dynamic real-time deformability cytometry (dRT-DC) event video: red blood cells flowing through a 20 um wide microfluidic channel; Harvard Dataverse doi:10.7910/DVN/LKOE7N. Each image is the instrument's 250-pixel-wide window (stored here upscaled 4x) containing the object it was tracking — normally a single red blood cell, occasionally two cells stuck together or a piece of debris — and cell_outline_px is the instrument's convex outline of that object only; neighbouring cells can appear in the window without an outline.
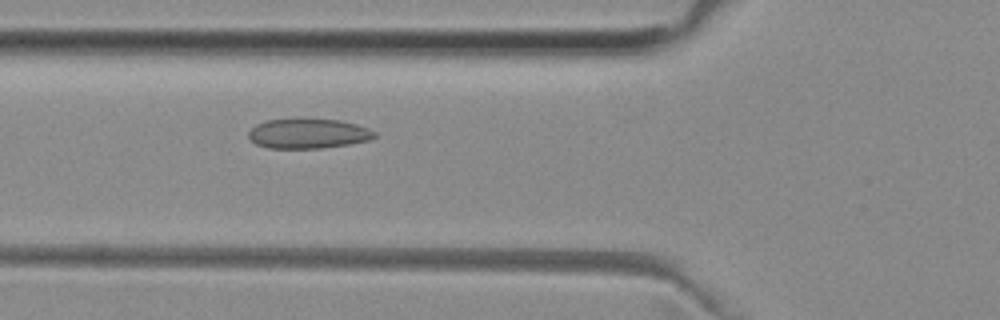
{"species": "common noctule bat (a hibernating species)", "species_latin": "Nyctalus noctula", "temperature_condition": "room temperature", "stored_images_in_passage": 36, "camera_frame_rate_fps": 3000, "um_per_image_px": 0.085, "animal": {"sex": "female", "body_mass_g": 29.2, "forearm_length_mm": 56.3}, "frame": {"image": 1, "passage_image": 4, "time_ms": 1.0, "image_size_px": [1000, 320], "cell_outline_px": [[376, 136], [368, 140], [348, 144], [320, 148], [268, 148], [256, 144], [248, 136], [248, 132], [256, 124], [268, 120], [296, 116], [340, 120], [356, 124], [368, 128], [376, 132]], "centroid_in_image_um": [26.17, 11.31], "position_along_channel_um": 99.6, "area_um2": 22.48}}
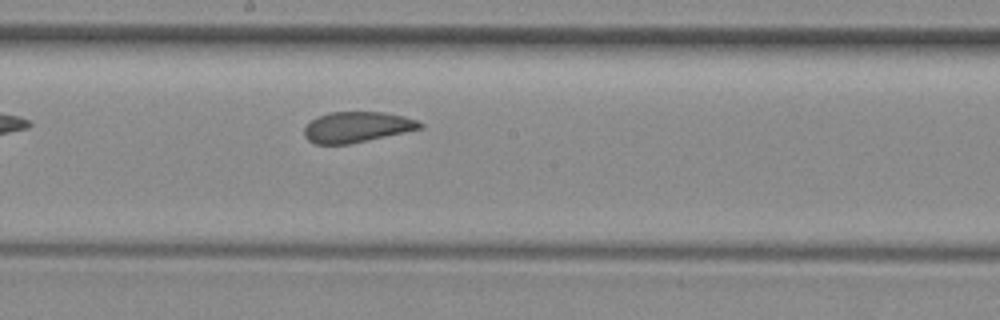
{"frame": {"image": 2, "passage_image": 13, "time_ms": 4.0, "image_size_px": [1000, 320], "cell_outline_px": [[424, 124], [420, 128], [404, 132], [348, 144], [316, 144], [308, 140], [304, 136], [304, 128], [316, 116], [332, 112], [384, 112], [404, 116], [416, 120]], "centroid_in_image_um": [30.3, 10.79], "position_along_channel_um": 217.9, "area_um2": 20.4}}
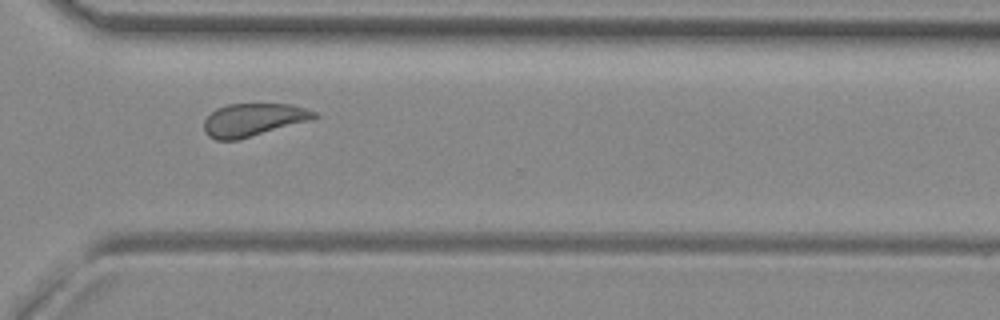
{"frame": {"image": 3, "passage_image": 23, "time_ms": 7.333, "image_size_px": [1000, 320], "cell_outline_px": [[320, 116], [312, 120], [240, 140], [216, 140], [208, 136], [204, 132], [204, 120], [216, 108], [228, 104], [292, 104], [316, 112]], "centroid_in_image_um": [21.54, 10.19], "position_along_channel_um": 349.1, "area_um2": 21.39}, "authors_computed_cell_mechanics": {"area_um2": 21.7617, "velocity_mm_per_s": 3.9374, "shape_relaxation_time_tau1_ms": null, "shape_relaxation_time_tau2_ms": 1.5585, "deformation_change_tau1": null, "deformation_change_tau2": 0.086}}